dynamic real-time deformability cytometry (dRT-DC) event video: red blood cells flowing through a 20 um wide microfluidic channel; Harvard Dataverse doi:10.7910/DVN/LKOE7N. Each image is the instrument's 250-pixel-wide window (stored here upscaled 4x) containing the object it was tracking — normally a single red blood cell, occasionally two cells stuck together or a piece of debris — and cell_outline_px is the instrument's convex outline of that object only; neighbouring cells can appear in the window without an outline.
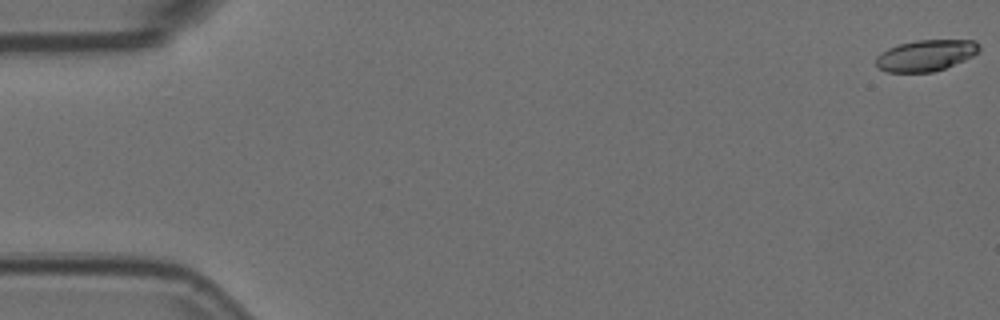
{"species": "Egyptian fruit bat (a non-hibernating species)", "species_latin": "Rousettus aegyptiacus", "temperature_condition": "room temperature", "stored_images_in_passage": 8, "camera_frame_rate_fps": 3000, "um_per_image_px": 0.085, "animal": {"sex": "female"}, "frame": {"image": 1, "passage_image": 1, "time_ms": 0.0, "image_size_px": [1000, 320], "cell_outline_px": [[980, 52], [964, 60], [944, 68], [932, 72], [888, 72], [880, 68], [876, 64], [876, 56], [880, 52], [888, 48], [900, 44], [916, 40], [972, 40], [980, 44]], "centroid_in_image_um": [78.7, 4.7], "position_along_channel_um": 6.3, "area_um2": 18.73}}